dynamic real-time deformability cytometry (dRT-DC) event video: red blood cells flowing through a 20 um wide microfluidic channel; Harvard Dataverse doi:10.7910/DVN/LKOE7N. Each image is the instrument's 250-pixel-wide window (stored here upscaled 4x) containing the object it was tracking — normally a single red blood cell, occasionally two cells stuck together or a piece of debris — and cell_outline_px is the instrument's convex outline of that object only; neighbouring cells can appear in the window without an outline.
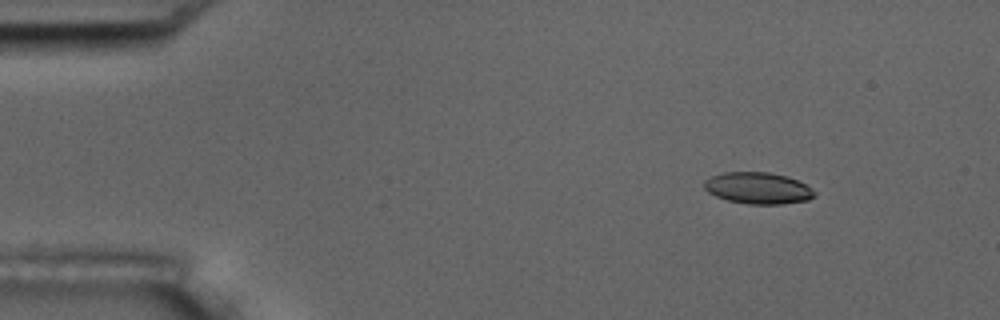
{"species": "common noctule bat (a hibernating species)", "species_latin": "Nyctalus noctula", "temperature_condition": "room temperature", "stored_images_in_passage": 3, "camera_frame_rate_fps": 3000, "um_per_image_px": 0.085, "animal": {"sex": "male", "body_mass_g": 17.5, "forearm_length_mm": 52.3}, "frame": {"image": 1, "passage_image": 1, "time_ms": 0.0, "image_size_px": [1000, 320], "cell_outline_px": [[816, 196], [808, 200], [784, 204], [748, 204], [728, 200], [716, 196], [708, 192], [704, 188], [704, 180], [712, 176], [724, 172], [768, 172], [788, 176], [812, 188], [816, 192]], "centroid_in_image_um": [64.45, 15.99], "position_along_channel_um": 20.6, "area_um2": 20.35}}
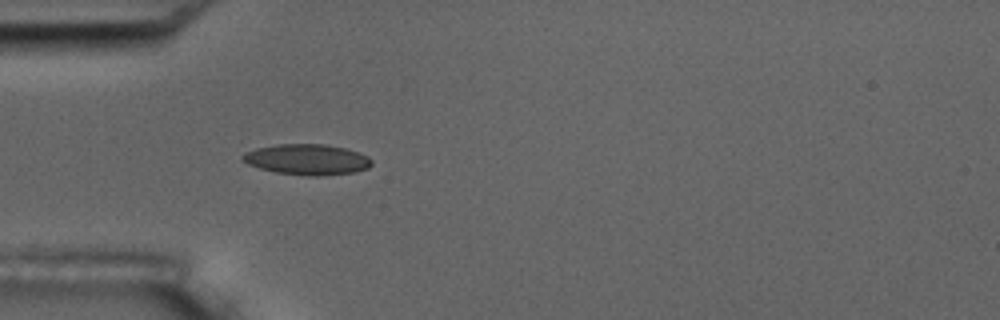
{"frame": {"image": 2, "passage_image": 3, "time_ms": 3.333, "image_size_px": [1000, 320], "cell_outline_px": [[372, 164], [368, 168], [356, 172], [316, 176], [308, 176], [276, 172], [260, 168], [248, 164], [240, 160], [240, 156], [244, 152], [256, 148], [276, 144], [324, 144], [344, 148], [360, 152], [368, 156], [372, 160]], "centroid_in_image_um": [26.09, 13.55], "position_along_channel_um": 58.9, "area_um2": 23.24}}